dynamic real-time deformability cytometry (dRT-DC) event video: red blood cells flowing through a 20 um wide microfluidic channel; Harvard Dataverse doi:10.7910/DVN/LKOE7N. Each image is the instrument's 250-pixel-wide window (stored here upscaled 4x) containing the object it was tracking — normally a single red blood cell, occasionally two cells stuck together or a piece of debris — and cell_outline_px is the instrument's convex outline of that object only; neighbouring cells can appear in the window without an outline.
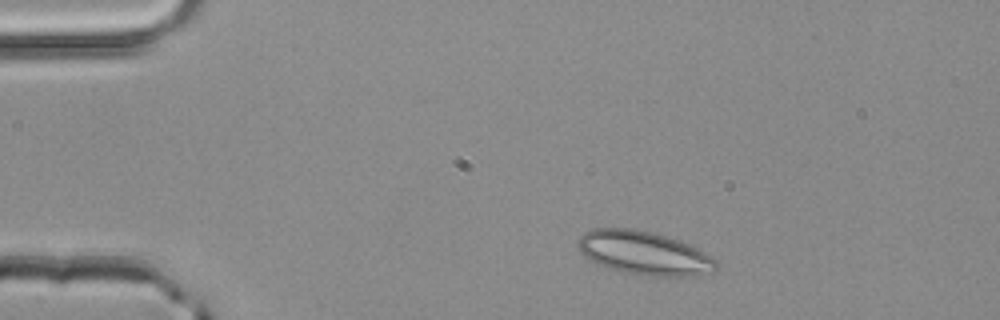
{"species": "common noctule bat (a hibernating species)", "species_latin": "Nyctalus noctula", "temperature_condition": "room temperature", "stored_images_in_passage": 2, "camera_frame_rate_fps": 3000, "um_per_image_px": 0.085, "animal": {"sex": "male", "body_mass_g": 20.4}, "frame": {"image": 1, "passage_image": 1, "time_ms": 0.0, "image_size_px": [1000, 320], "cell_outline_px": [[720, 264], [712, 272], [692, 276], [648, 276], [624, 272], [608, 268], [588, 260], [580, 252], [576, 244], [576, 240], [584, 232], [592, 228], [632, 228], [652, 232], [680, 240], [712, 256]], "centroid_in_image_um": [54.72, 21.5], "position_along_channel_um": 30.3, "area_um2": 35.49}}